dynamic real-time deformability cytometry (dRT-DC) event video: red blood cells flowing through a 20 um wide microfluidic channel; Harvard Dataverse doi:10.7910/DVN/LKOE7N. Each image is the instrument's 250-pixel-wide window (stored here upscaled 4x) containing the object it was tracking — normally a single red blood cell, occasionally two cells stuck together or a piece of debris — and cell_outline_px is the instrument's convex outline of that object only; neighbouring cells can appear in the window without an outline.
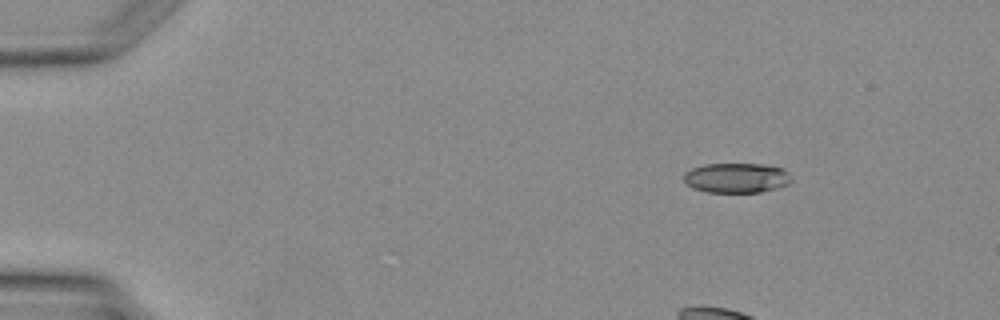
{"species": "Egyptian fruit bat (a non-hibernating species)", "species_latin": "Rousettus aegyptiacus", "temperature_condition": "warm", "stored_images_in_passage": 4, "camera_frame_rate_fps": 3000, "um_per_image_px": 0.085, "animal": {"sex": "female"}, "frame": {"image": 1, "passage_image": 1, "time_ms": 0.0, "image_size_px": [1000, 320], "cell_outline_px": [[792, 180], [788, 184], [776, 188], [760, 192], [708, 192], [692, 188], [684, 180], [684, 172], [692, 168], [704, 164], [760, 164], [780, 168]], "centroid_in_image_um": [62.54, 15.12], "position_along_channel_um": 22.5, "area_um2": 18.44}}